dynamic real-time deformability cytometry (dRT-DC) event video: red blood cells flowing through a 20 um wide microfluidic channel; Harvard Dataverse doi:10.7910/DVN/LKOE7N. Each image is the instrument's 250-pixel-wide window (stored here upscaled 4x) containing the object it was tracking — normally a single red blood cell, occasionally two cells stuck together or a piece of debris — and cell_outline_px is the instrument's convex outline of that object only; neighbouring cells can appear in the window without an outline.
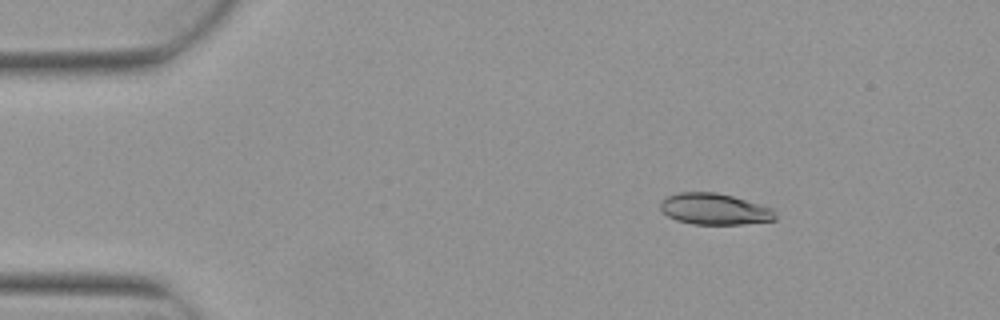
{"species": "Egyptian fruit bat (a non-hibernating species)", "species_latin": "Rousettus aegyptiacus", "temperature_condition": "warm", "stored_images_in_passage": 5, "camera_frame_rate_fps": 3000, "um_per_image_px": 0.085, "animal": {"sex": "female"}, "frame": {"image": 1, "passage_image": 2, "time_ms": 0.333, "image_size_px": [1000, 320], "cell_outline_px": [[776, 220], [744, 224], [692, 224], [676, 220], [668, 216], [660, 208], [660, 200], [668, 196], [680, 192], [716, 192], [732, 196], [772, 208], [776, 216]], "centroid_in_image_um": [60.72, 17.77], "position_along_channel_um": 24.3, "area_um2": 20.87}}
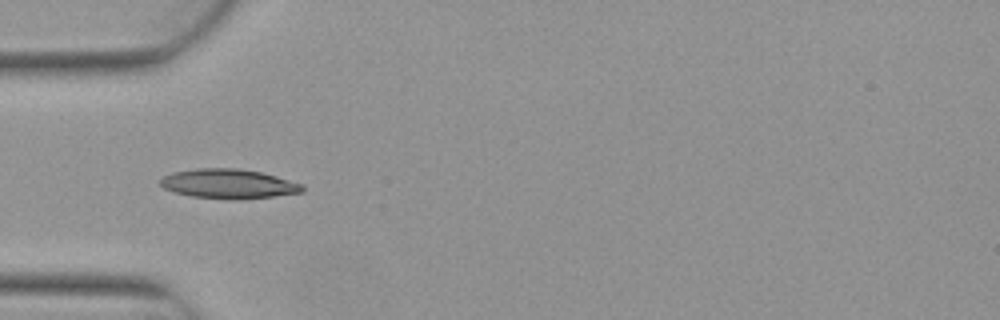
{"frame": {"image": 2, "passage_image": 4, "time_ms": 1.0, "image_size_px": [1000, 320], "cell_outline_px": [[304, 192], [272, 196], [236, 200], [232, 200], [192, 196], [176, 192], [164, 188], [160, 184], [160, 180], [164, 176], [172, 172], [196, 168], [236, 168], [260, 172], [276, 176], [304, 184]], "centroid_in_image_um": [19.44, 15.62], "position_along_channel_um": 65.6, "area_um2": 24.39}}
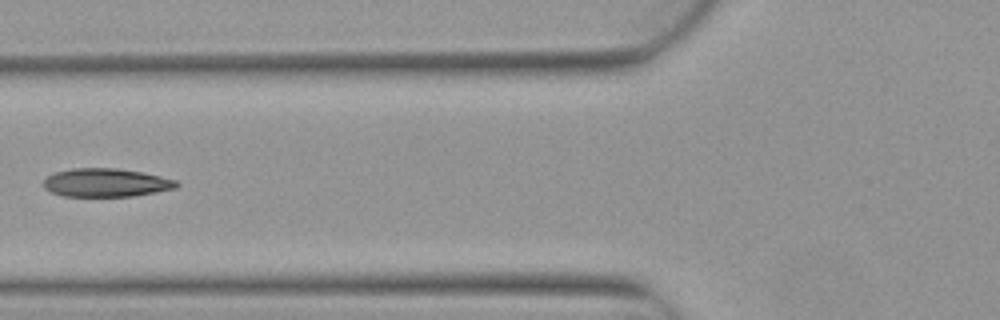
{"frame": {"image": 3, "passage_image": 5, "time_ms": 1.333, "image_size_px": [1000, 320], "cell_outline_px": [[180, 184], [176, 188], [132, 196], [64, 196], [52, 192], [44, 188], [44, 180], [48, 176], [56, 172], [72, 168], [116, 168], [140, 172], [160, 176], [176, 180]], "centroid_in_image_um": [9.01, 15.52], "position_along_channel_um": 116.8, "area_um2": 21.79}}